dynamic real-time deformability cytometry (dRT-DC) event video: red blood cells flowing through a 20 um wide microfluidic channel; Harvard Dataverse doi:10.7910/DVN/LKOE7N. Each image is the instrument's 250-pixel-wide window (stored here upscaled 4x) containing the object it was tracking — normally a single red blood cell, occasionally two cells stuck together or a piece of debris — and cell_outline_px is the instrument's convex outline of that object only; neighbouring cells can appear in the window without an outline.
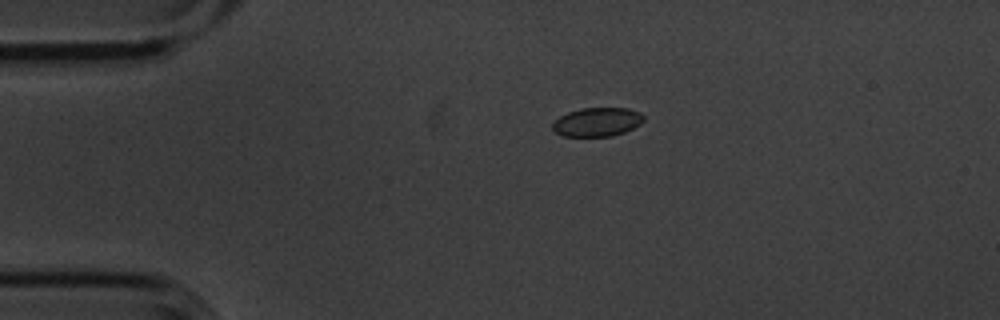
{"species": "common noctule bat (a hibernating species)", "species_latin": "Nyctalus noctula", "temperature_condition": "cold", "stored_images_in_passage": 4, "camera_frame_rate_fps": 3000, "um_per_image_px": 0.085, "animal": {"sex": "male", "body_mass_g": 20.1, "forearm_length_mm": 53.5}, "frame": {"image": 1, "passage_image": 1, "time_ms": 0.0, "image_size_px": [1000, 320], "cell_outline_px": [[644, 120], [640, 124], [624, 132], [612, 136], [564, 136], [556, 132], [552, 128], [552, 124], [560, 116], [568, 112], [580, 108], [628, 108], [640, 112], [644, 116]], "centroid_in_image_um": [50.77, 10.36], "position_along_channel_um": 34.2, "area_um2": 15.26}}
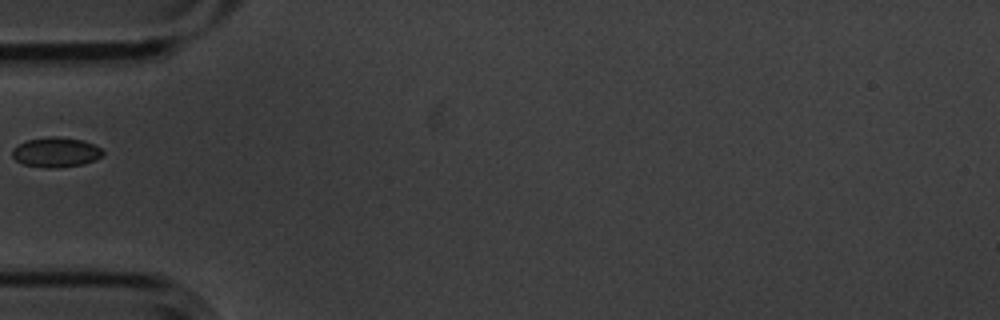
{"frame": {"image": 2, "passage_image": 3, "time_ms": 0.667, "image_size_px": [1000, 320], "cell_outline_px": [[104, 152], [100, 156], [84, 164], [56, 168], [44, 168], [24, 164], [16, 160], [12, 156], [12, 148], [28, 140], [48, 136], [56, 136], [84, 140], [100, 148]], "centroid_in_image_um": [4.73, 12.94], "position_along_channel_um": 80.3, "area_um2": 15.66}}
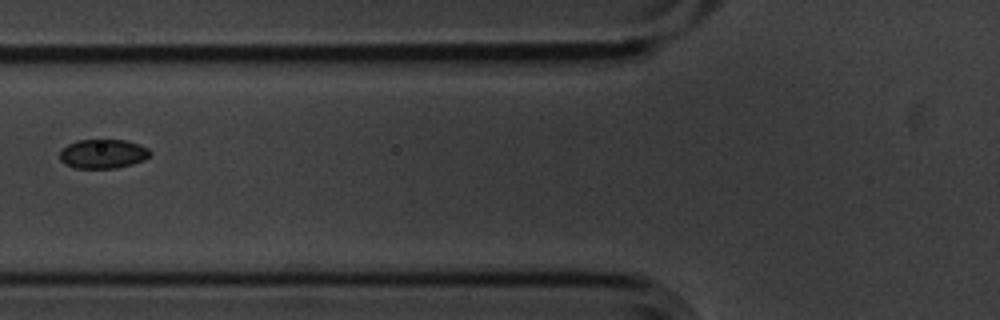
{"frame": {"image": 3, "passage_image": 4, "time_ms": 1.0, "image_size_px": [1000, 320], "cell_outline_px": [[152, 152], [144, 160], [132, 164], [116, 168], [76, 168], [64, 164], [60, 160], [60, 152], [68, 144], [76, 140], [124, 140], [140, 144], [148, 148]], "centroid_in_image_um": [8.76, 13.07], "position_along_channel_um": 117.0, "area_um2": 15.37}}